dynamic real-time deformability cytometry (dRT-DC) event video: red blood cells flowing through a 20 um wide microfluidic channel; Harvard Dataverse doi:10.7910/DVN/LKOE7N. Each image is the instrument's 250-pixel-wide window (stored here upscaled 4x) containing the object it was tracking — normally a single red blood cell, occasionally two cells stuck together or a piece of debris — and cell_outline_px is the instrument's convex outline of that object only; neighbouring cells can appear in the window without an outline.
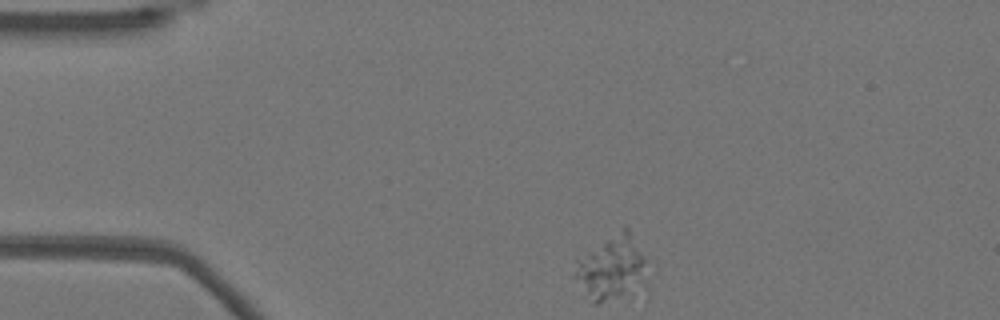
{"species": "Egyptian fruit bat (a non-hibernating species)", "species_latin": "Rousettus aegyptiacus", "temperature_condition": "warm", "stored_images_in_passage": 45, "camera_frame_rate_fps": 3000, "um_per_image_px": 0.085, "animal": {"sex": "female"}, "frame": {"image": 1, "passage_image": 1, "time_ms": 0.0, "image_size_px": [1000, 320], "cell_outline_px": [[644, 260], [636, 272], [624, 288], [620, 292], [600, 304], [592, 304], [576, 276], [576, 256], [624, 224], [628, 228], [644, 256]], "centroid_in_image_um": [51.74, 22.54], "position_along_channel_um": 33.3, "area_um2": 24.45}}
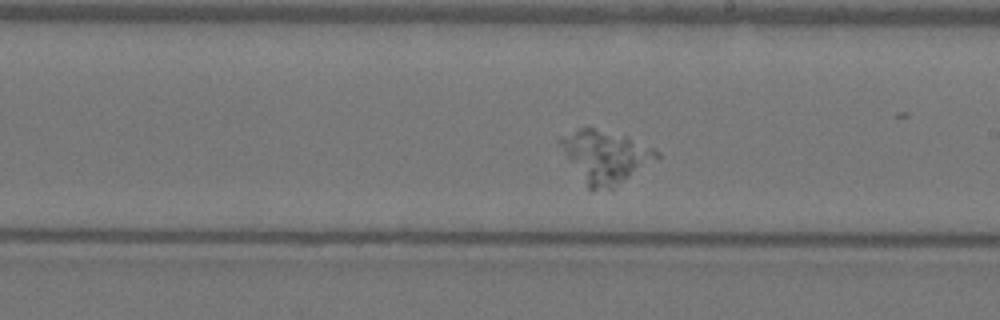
{"frame": {"image": 2, "passage_image": 22, "time_ms": 7.0, "image_size_px": [1000, 320], "cell_outline_px": [[660, 156], [612, 188], [588, 188], [556, 140], [560, 136], [580, 128], [592, 128], [628, 136], [660, 152]], "centroid_in_image_um": [51.43, 13.27], "position_along_channel_um": 237.6, "area_um2": 28.38}}
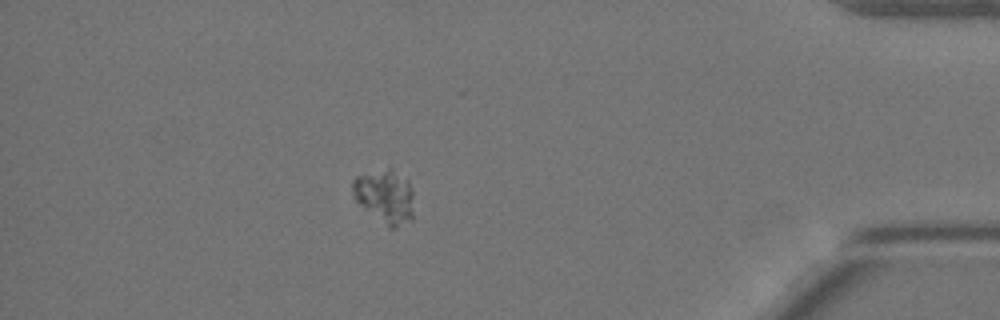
{"frame": {"image": 3, "passage_image": 39, "time_ms": 12.667, "image_size_px": [1000, 320], "cell_outline_px": [[412, 220], [396, 228], [388, 228], [360, 204], [356, 200], [352, 192], [352, 180], [356, 176], [388, 168], [392, 168], [408, 180], [412, 192]], "centroid_in_image_um": [32.72, 16.69], "position_along_channel_um": 402.5, "area_um2": 19.02}}